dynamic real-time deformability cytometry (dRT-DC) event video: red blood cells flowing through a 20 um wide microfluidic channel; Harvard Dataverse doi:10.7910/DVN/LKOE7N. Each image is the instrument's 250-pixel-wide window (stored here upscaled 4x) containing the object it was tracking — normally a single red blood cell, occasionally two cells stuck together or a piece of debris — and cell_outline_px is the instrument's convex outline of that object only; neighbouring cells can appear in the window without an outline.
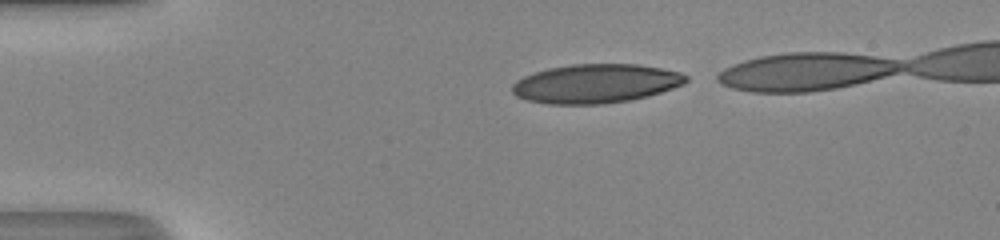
{"species": "human", "species_latin": "Homo sapiens", "temperature_condition": "room temperature", "stored_images_in_passage": 35, "camera_frame_rate_fps": 3000, "um_per_image_px": 0.085, "donor": {"sex": "male"}, "frame": {"image": 1, "passage_image": 1, "time_ms": 0.0, "image_size_px": [1000, 240], "cell_outline_px": [[688, 80], [684, 84], [648, 96], [628, 100], [604, 104], [548, 104], [528, 100], [516, 96], [512, 92], [512, 84], [516, 80], [524, 76], [548, 68], [572, 64], [636, 64], [660, 68], [680, 72], [688, 76]], "centroid_in_image_um": [50.63, 7.1], "position_along_channel_um": 34.4, "area_um2": 39.42}}
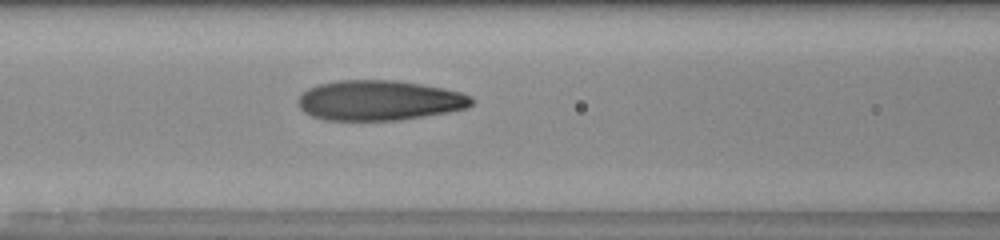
{"frame": {"image": 2, "passage_image": 12, "time_ms": 3.667, "image_size_px": [1000, 240], "cell_outline_px": [[476, 100], [468, 108], [448, 112], [400, 120], [324, 120], [312, 116], [304, 112], [300, 108], [296, 100], [308, 88], [320, 84], [336, 80], [396, 80], [444, 88], [460, 92], [472, 96]], "centroid_in_image_um": [32.25, 8.53], "position_along_channel_um": 134.3, "area_um2": 40.75}}
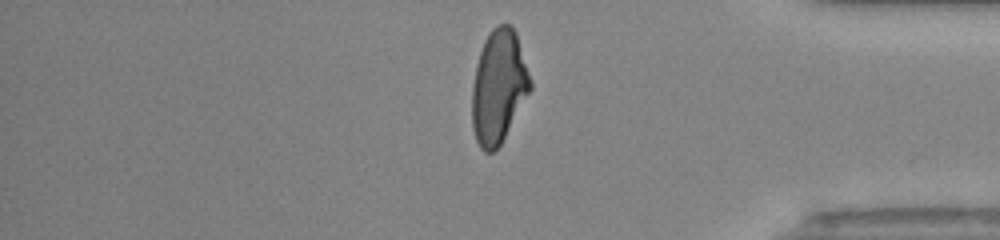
{"frame": {"image": 3, "passage_image": 32, "time_ms": 10.333, "image_size_px": [1000, 240], "cell_outline_px": [[532, 88], [500, 144], [492, 152], [484, 152], [480, 148], [476, 140], [472, 128], [472, 84], [476, 64], [484, 40], [492, 28], [496, 24], [512, 24], [516, 32], [532, 80]], "centroid_in_image_um": [42.38, 7.33], "position_along_channel_um": 392.8, "area_um2": 38.61}}